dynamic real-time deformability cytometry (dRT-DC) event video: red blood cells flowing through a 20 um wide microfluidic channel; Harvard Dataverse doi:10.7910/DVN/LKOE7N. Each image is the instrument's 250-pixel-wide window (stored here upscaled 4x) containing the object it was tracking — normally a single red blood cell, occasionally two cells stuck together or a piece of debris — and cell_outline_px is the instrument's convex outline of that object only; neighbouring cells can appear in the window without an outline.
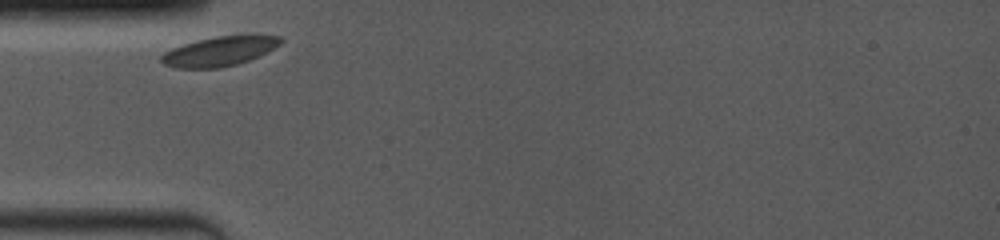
{"species": "common noctule bat (a hibernating species)", "species_latin": "Nyctalus noctula", "temperature_condition": "room temperature", "stored_images_in_passage": 70, "camera_frame_rate_fps": 4000, "um_per_image_px": 0.085, "animal": {"sex": "female", "body_mass_g": 19.0, "forearm_length_mm": 53.3}, "frame": {"image": 1, "passage_image": 1, "time_ms": 0.0, "image_size_px": [1000, 240], "cell_outline_px": [[284, 40], [280, 44], [268, 52], [248, 60], [236, 64], [220, 68], [176, 68], [164, 64], [160, 60], [160, 56], [164, 52], [172, 48], [196, 40], [216, 36], [248, 32], [280, 36]], "centroid_in_image_um": [18.72, 4.31], "position_along_channel_um": 66.3, "area_um2": 21.21}}
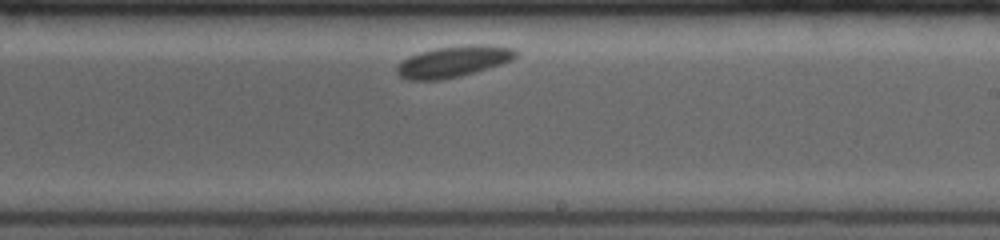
{"frame": {"image": 2, "passage_image": 41, "time_ms": 5.25, "image_size_px": [1000, 240], "cell_outline_px": [[520, 52], [512, 60], [500, 64], [460, 76], [440, 80], [408, 80], [400, 76], [396, 72], [396, 64], [408, 56], [420, 52], [436, 48], [468, 44], [488, 44], [512, 48]], "centroid_in_image_um": [38.52, 5.22], "position_along_channel_um": 250.5, "area_um2": 21.73}}
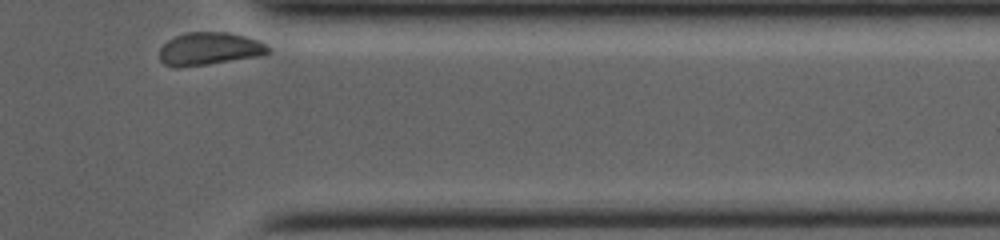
{"frame": {"image": 3, "passage_image": 69, "time_ms": 9.25, "image_size_px": [1000, 240], "cell_outline_px": [[272, 48], [264, 56], [204, 64], [164, 64], [160, 60], [160, 48], [168, 40], [176, 36], [188, 32], [228, 32], [244, 36], [256, 40]], "centroid_in_image_um": [17.87, 4.11], "position_along_channel_um": 393.5, "area_um2": 20.06}, "authors_computed_cell_mechanics": {"area_um2": 21.1259, "velocity_mm_per_s": 3.5345, "shape_relaxation_time_tau1_ms": 0.6663, "shape_relaxation_time_tau2_ms": null, "deformation_change_tau1": 0.0175, "deformation_change_tau2": null}}